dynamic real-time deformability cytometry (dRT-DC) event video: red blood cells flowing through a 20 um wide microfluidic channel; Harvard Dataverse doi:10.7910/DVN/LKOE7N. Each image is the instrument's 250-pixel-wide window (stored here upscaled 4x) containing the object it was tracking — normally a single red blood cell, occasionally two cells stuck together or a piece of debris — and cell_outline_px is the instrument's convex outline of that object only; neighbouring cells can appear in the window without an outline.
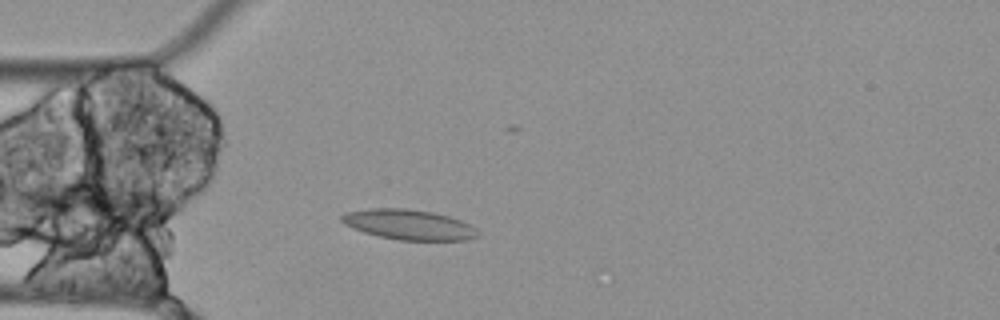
{"species": "Egyptian fruit bat (a non-hibernating species)", "species_latin": "Rousettus aegyptiacus", "temperature_condition": "cold", "stored_images_in_passage": 7, "camera_frame_rate_fps": 3000, "um_per_image_px": 0.085, "animal": {"sex": "female"}, "frame": {"image": 1, "passage_image": 2, "time_ms": 0.333, "image_size_px": [1000, 320], "cell_outline_px": [[480, 232], [476, 236], [464, 240], [400, 240], [380, 236], [364, 232], [352, 228], [344, 224], [340, 220], [340, 216], [344, 212], [372, 208], [404, 208], [432, 212], [448, 216], [460, 220], [476, 228]], "centroid_in_image_um": [34.71, 19.08], "position_along_channel_um": 50.3, "area_um2": 23.81}}
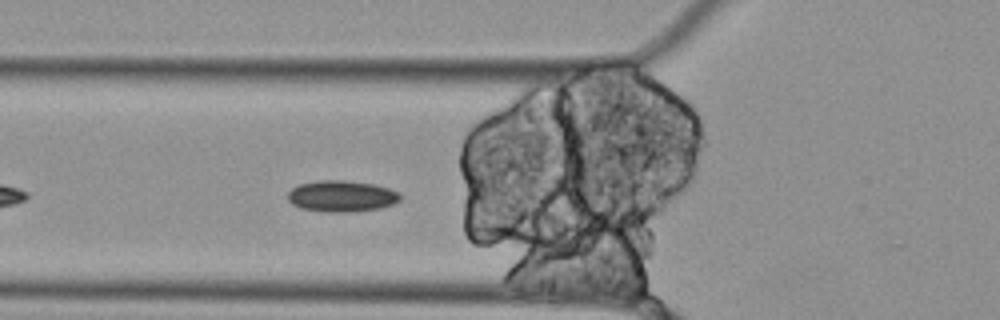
{"frame": {"image": 2, "passage_image": 6, "time_ms": 1.667, "image_size_px": [1000, 320], "cell_outline_px": [[400, 200], [392, 204], [380, 208], [348, 212], [328, 212], [300, 208], [292, 204], [288, 200], [288, 192], [292, 188], [300, 184], [320, 180], [344, 180], [372, 184], [388, 188], [400, 192]], "centroid_in_image_um": [29.03, 16.67], "position_along_channel_um": 96.8, "area_um2": 20.4}}